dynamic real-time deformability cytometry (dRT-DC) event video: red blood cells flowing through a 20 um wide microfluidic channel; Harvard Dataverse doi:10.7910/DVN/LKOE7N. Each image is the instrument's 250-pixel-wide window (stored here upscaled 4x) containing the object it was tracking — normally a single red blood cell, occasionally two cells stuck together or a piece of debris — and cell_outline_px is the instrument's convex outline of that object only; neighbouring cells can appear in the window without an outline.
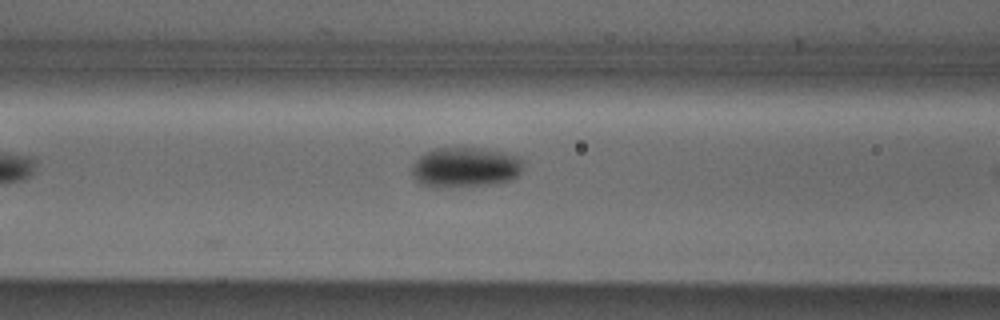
{"species": "Egyptian fruit bat (a non-hibernating species)", "species_latin": "Rousettus aegyptiacus", "temperature_condition": "cold", "stored_images_in_passage": 7, "camera_frame_rate_fps": 3000, "um_per_image_px": 0.085, "animal": {"sex": "male"}, "frame": {"image": 1, "passage_image": 6, "time_ms": 5.667, "image_size_px": [1000, 320], "cell_outline_px": [[524, 160], [520, 172], [516, 176], [508, 180], [488, 184], [436, 188], [420, 184], [412, 176], [412, 164], [424, 152], [432, 148], [484, 148], [504, 152], [520, 156]], "centroid_in_image_um": [39.52, 14.2], "position_along_channel_um": 127.1, "area_um2": 26.18}}